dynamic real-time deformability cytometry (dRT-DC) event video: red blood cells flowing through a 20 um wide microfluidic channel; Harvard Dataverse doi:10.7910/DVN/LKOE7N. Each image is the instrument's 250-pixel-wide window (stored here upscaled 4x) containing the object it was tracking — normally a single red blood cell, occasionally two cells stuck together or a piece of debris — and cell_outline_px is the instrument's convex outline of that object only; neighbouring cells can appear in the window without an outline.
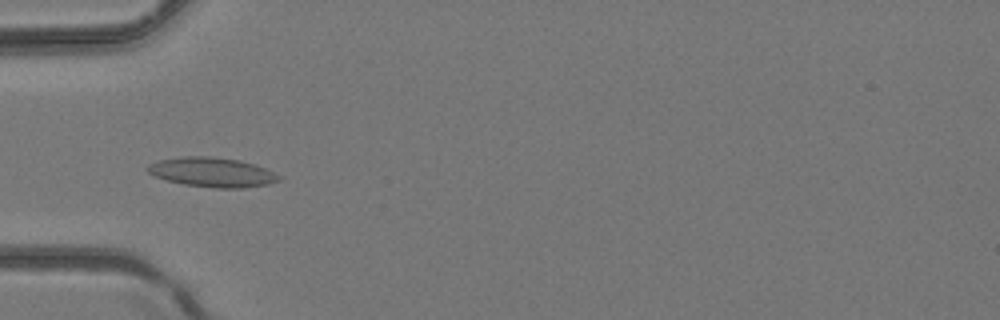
{"species": "common noctule bat (a hibernating species)", "species_latin": "Nyctalus noctula", "temperature_condition": "room temperature", "stored_images_in_passage": 42, "camera_frame_rate_fps": 3000, "um_per_image_px": 0.085, "animal": {"sex": "female", "body_mass_g": 24.6, "forearm_length_mm": 56.2}, "frame": {"image": 1, "passage_image": 14, "time_ms": 4.333, "image_size_px": [1000, 320], "cell_outline_px": [[280, 180], [268, 184], [244, 188], [216, 188], [184, 184], [168, 180], [156, 176], [148, 172], [144, 168], [148, 164], [160, 160], [184, 156], [208, 156], [240, 160], [256, 164], [280, 176]], "centroid_in_image_um": [18.03, 14.63], "position_along_channel_um": 67.0, "area_um2": 22.48}}
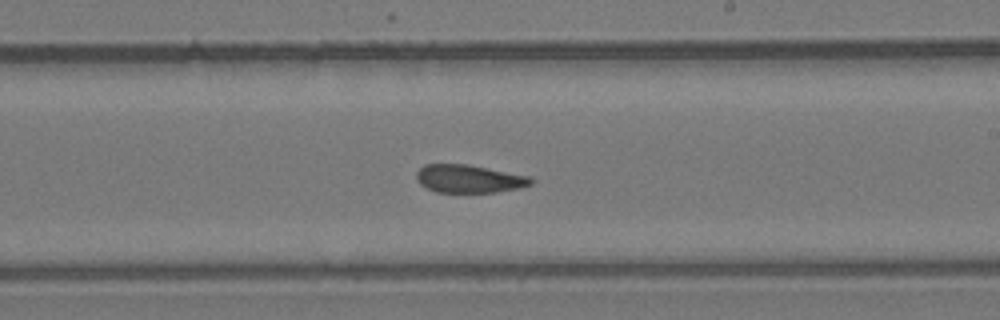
{"frame": {"image": 2, "passage_image": 25, "time_ms": 8.0, "image_size_px": [1000, 320], "cell_outline_px": [[536, 180], [532, 184], [516, 188], [496, 192], [436, 192], [420, 184], [416, 180], [416, 172], [424, 164], [468, 164], [532, 176]], "centroid_in_image_um": [39.89, 15.18], "position_along_channel_um": 249.1, "area_um2": 18.84}}
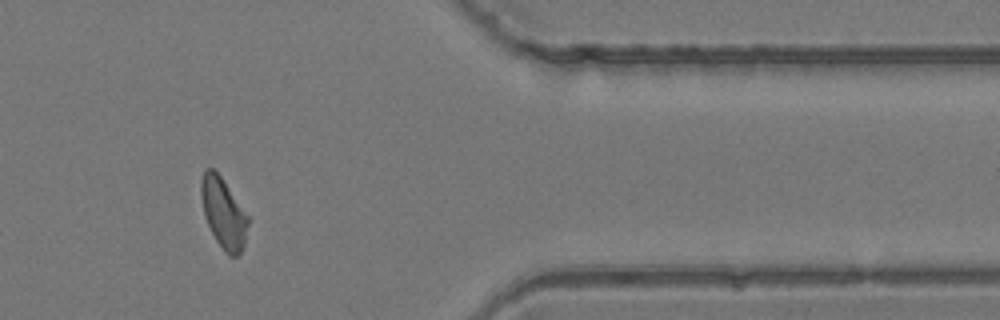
{"frame": {"image": 3, "passage_image": 35, "time_ms": 11.333, "image_size_px": [1000, 320], "cell_outline_px": [[248, 224], [244, 244], [240, 252], [236, 256], [228, 256], [216, 240], [204, 216], [200, 196], [200, 180], [204, 168], [212, 168], [220, 176], [248, 216]], "centroid_in_image_um": [18.96, 18.09], "position_along_channel_um": 392.4, "area_um2": 18.96}}